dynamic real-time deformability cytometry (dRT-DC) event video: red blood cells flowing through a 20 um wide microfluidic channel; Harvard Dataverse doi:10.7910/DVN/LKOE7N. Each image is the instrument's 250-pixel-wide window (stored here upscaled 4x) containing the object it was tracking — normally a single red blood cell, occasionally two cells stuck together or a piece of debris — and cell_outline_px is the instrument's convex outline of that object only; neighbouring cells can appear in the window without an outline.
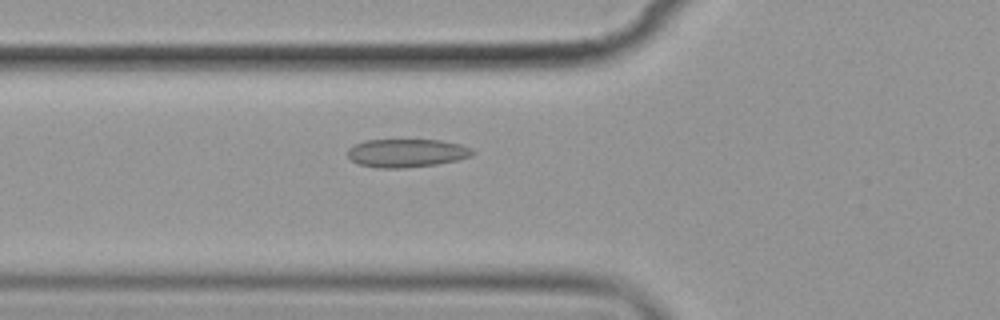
{"species": "common noctule bat (a hibernating species)", "species_latin": "Nyctalus noctula", "temperature_condition": "cold", "stored_images_in_passage": 5, "camera_frame_rate_fps": 3000, "um_per_image_px": 0.085, "animal": {"sex": "female", "body_mass_g": 19.9}, "frame": {"image": 1, "passage_image": 5, "time_ms": 4.667, "image_size_px": [1000, 320], "cell_outline_px": [[476, 152], [472, 156], [456, 160], [436, 164], [404, 168], [376, 168], [360, 164], [352, 160], [348, 156], [348, 148], [364, 140], [440, 140], [460, 144], [472, 148]], "centroid_in_image_um": [34.58, 13.01], "position_along_channel_um": 91.2, "area_um2": 20.58}}